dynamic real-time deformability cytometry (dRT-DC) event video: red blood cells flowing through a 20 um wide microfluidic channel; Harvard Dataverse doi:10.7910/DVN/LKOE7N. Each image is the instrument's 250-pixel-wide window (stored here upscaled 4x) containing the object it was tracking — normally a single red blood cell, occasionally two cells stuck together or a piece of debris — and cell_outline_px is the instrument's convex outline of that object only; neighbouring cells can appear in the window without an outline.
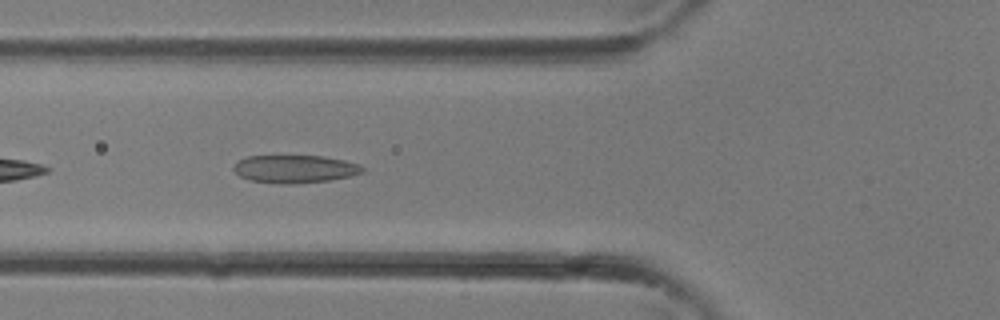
{"species": "common noctule bat (a hibernating species)", "species_latin": "Nyctalus noctula", "temperature_condition": "room temperature", "stored_images_in_passage": 15, "camera_frame_rate_fps": 3000, "um_per_image_px": 0.085, "animal": {"sex": "female"}, "frame": {"image": 1, "passage_image": 13, "time_ms": 4.0, "image_size_px": [1000, 320], "cell_outline_px": [[364, 172], [352, 176], [328, 180], [292, 184], [280, 184], [252, 180], [240, 176], [232, 168], [240, 160], [248, 156], [324, 156], [344, 160], [360, 164], [364, 168]], "centroid_in_image_um": [25.11, 14.36], "position_along_channel_um": 100.7, "area_um2": 20.81}}